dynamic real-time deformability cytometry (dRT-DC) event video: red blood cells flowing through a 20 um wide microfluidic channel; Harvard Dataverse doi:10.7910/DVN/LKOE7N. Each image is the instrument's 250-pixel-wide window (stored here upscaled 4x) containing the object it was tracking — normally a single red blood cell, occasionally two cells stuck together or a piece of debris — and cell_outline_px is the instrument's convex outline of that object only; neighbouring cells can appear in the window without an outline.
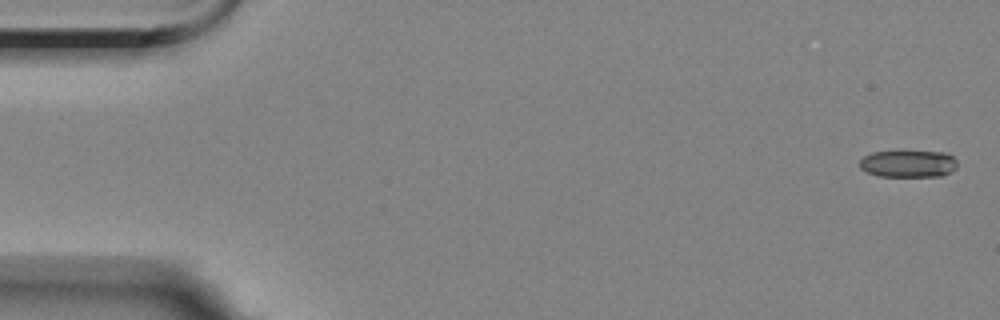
{"species": "Egyptian fruit bat (a non-hibernating species)", "species_latin": "Rousettus aegyptiacus", "temperature_condition": "room temperature", "stored_images_in_passage": 5, "camera_frame_rate_fps": 3000, "um_per_image_px": 0.085, "animal": {"sex": "female"}, "frame": {"image": 1, "passage_image": 1, "time_ms": 0.0, "image_size_px": [1000, 320], "cell_outline_px": [[956, 168], [944, 176], [880, 176], [868, 172], [860, 168], [860, 160], [864, 156], [872, 152], [948, 152], [956, 160]], "centroid_in_image_um": [77.23, 13.92], "position_along_channel_um": 7.8, "area_um2": 15.26}}
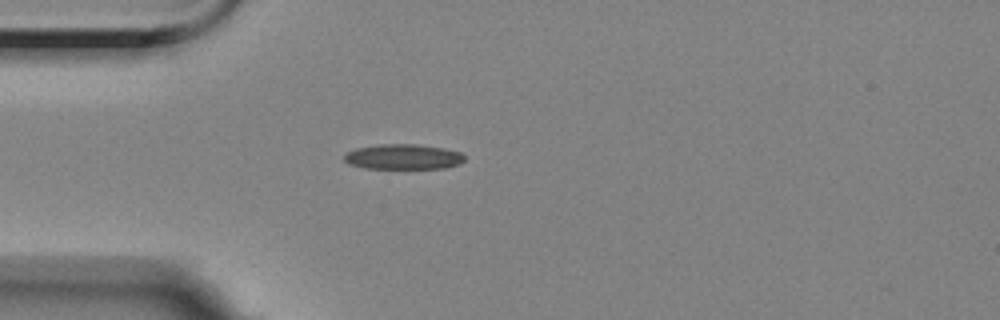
{"frame": {"image": 2, "passage_image": 5, "time_ms": 4.667, "image_size_px": [1000, 320], "cell_outline_px": [[464, 160], [460, 164], [444, 168], [364, 168], [348, 164], [344, 160], [344, 156], [348, 152], [356, 148], [380, 144], [416, 144], [444, 148], [460, 152], [464, 156]], "centroid_in_image_um": [34.27, 13.32], "position_along_channel_um": 50.7, "area_um2": 17.63}}